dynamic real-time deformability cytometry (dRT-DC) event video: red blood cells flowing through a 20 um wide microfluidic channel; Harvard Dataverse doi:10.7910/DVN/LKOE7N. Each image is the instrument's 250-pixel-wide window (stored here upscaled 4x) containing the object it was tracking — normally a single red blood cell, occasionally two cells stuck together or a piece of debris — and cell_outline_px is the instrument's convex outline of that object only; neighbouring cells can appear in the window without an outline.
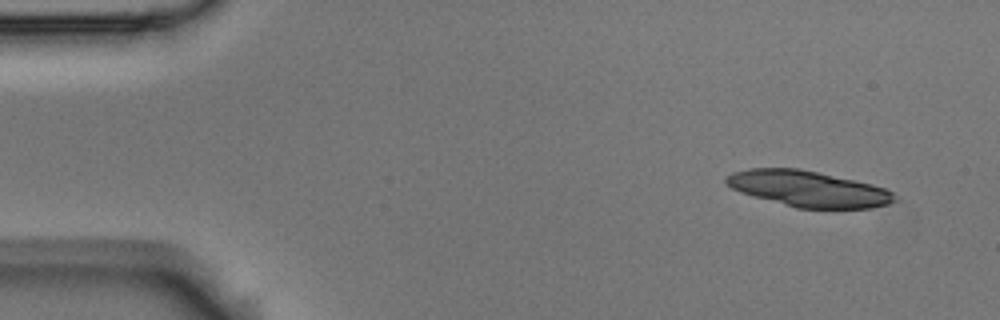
{"species": "Egyptian fruit bat (a non-hibernating species)", "species_latin": "Rousettus aegyptiacus", "temperature_condition": "room temperature", "stored_images_in_passage": 5, "camera_frame_rate_fps": 3000, "um_per_image_px": 0.085, "animal": {"sex": "male"}, "frame": {"image": 1, "passage_image": 1, "time_ms": 0.0, "image_size_px": [1000, 320], "cell_outline_px": [[896, 200], [888, 204], [868, 208], [796, 208], [752, 196], [740, 192], [724, 184], [724, 180], [732, 172], [748, 168], [800, 168], [872, 184], [884, 188], [892, 192]], "centroid_in_image_um": [68.65, 16.04], "position_along_channel_um": 16.4, "area_um2": 35.14}}
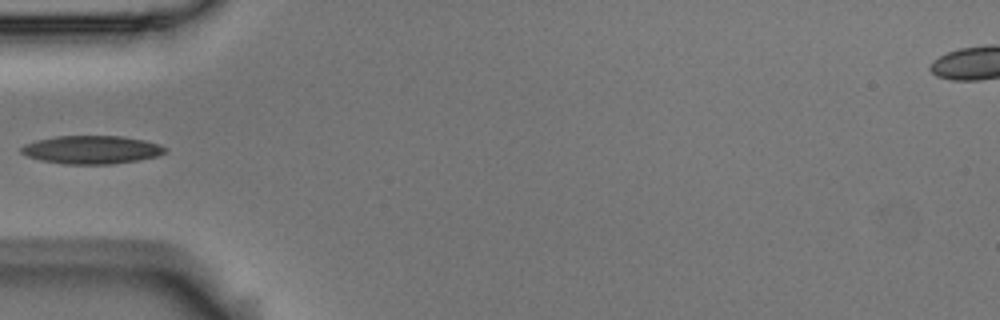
{"frame": {"image": 2, "passage_image": 5, "time_ms": 1.333, "image_size_px": [1000, 320], "cell_outline_px": [[168, 148], [164, 152], [156, 156], [140, 160], [112, 164], [64, 164], [40, 160], [28, 156], [20, 152], [20, 148], [24, 144], [36, 140], [56, 136], [120, 136], [144, 140], [160, 144]], "centroid_in_image_um": [7.78, 12.73], "position_along_channel_um": 77.2, "area_um2": 23.7}}